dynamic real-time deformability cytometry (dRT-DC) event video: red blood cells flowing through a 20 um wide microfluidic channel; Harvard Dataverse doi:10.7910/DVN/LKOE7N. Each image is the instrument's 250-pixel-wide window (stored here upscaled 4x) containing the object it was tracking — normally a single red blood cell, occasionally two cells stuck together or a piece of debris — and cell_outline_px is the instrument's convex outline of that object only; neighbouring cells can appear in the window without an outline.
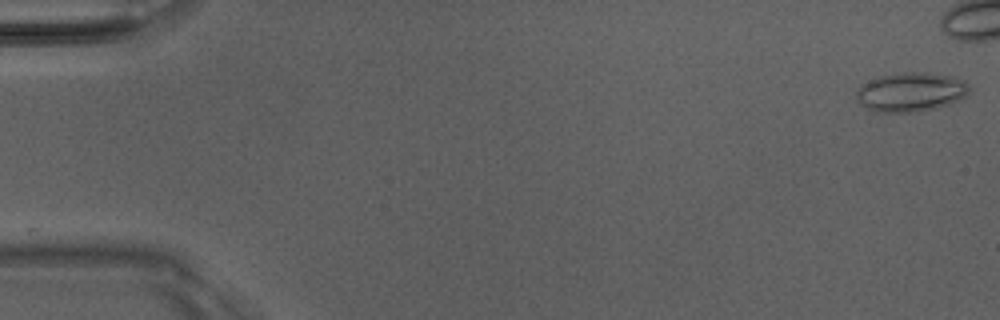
{"species": "Egyptian fruit bat (a non-hibernating species)", "species_latin": "Rousettus aegyptiacus", "temperature_condition": "room temperature", "stored_images_in_passage": 18, "camera_frame_rate_fps": 3000, "um_per_image_px": 0.085, "animal": {"sex": "male"}, "frame": {"image": 1, "passage_image": 1, "time_ms": 0.0, "image_size_px": [1000, 320], "cell_outline_px": [[972, 92], [948, 104], [916, 112], [876, 112], [860, 104], [856, 100], [856, 88], [860, 84], [880, 76], [904, 72], [928, 72], [948, 76], [964, 80], [968, 84]], "centroid_in_image_um": [77.38, 7.81], "position_along_channel_um": 7.6, "area_um2": 25.78}}